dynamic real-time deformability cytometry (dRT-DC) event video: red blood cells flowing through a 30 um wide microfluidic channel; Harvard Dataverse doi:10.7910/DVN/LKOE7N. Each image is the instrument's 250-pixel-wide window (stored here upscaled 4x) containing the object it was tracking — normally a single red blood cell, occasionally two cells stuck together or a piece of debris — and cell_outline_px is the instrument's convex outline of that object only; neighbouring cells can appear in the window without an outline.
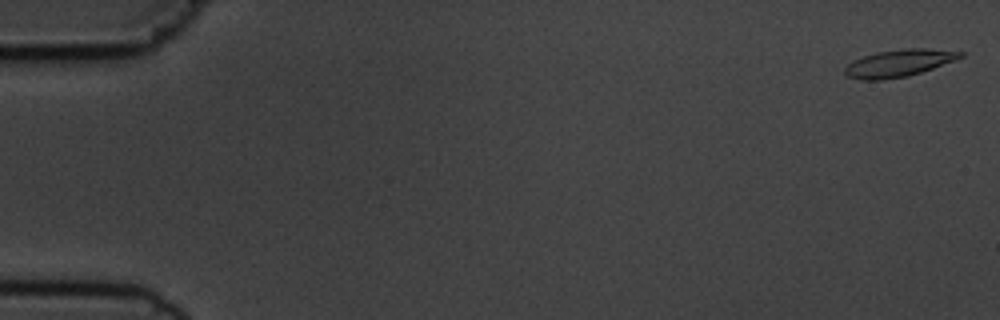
{"species": "common noctule bat (a hibernating species)", "species_latin": "Nyctalus noctula", "temperature_condition": "cold", "stored_images_in_passage": 5, "camera_frame_rate_fps": 3000, "um_per_image_px": 0.085, "animal": {"sex": "male", "body_mass_g": 19.5, "forearm_length_mm": 54.6}, "frame": {"image": 1, "passage_image": 1, "time_ms": 0.0, "image_size_px": [1000, 320], "cell_outline_px": [[964, 56], [956, 60], [908, 76], [880, 80], [860, 80], [848, 76], [844, 72], [844, 68], [852, 60], [876, 52], [908, 48], [924, 48], [964, 52]], "centroid_in_image_um": [76.39, 5.36], "position_along_channel_um": 8.6, "area_um2": 18.21}}
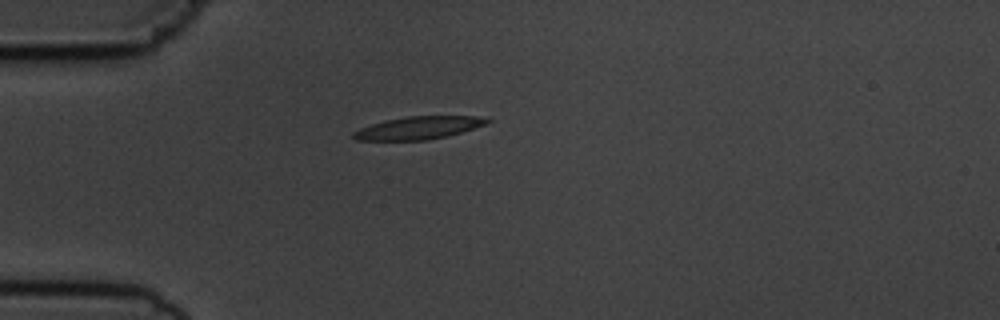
{"frame": {"image": 2, "passage_image": 5, "time_ms": 4.667, "image_size_px": [1000, 320], "cell_outline_px": [[492, 120], [484, 124], [448, 136], [428, 140], [356, 140], [352, 136], [352, 132], [360, 128], [384, 120], [408, 116], [488, 116]], "centroid_in_image_um": [35.57, 10.86], "position_along_channel_um": 49.4, "area_um2": 17.69}}